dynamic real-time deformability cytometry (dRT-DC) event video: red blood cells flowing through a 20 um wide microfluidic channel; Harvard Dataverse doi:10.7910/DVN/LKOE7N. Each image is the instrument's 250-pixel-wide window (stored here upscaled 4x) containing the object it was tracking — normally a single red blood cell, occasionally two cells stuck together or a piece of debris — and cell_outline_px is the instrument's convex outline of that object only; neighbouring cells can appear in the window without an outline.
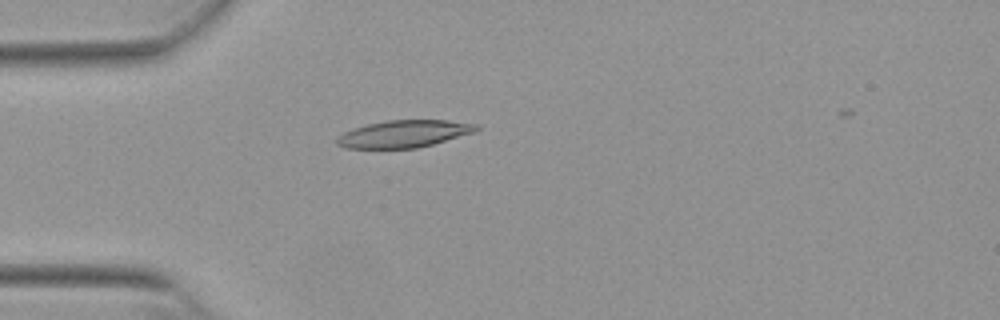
{"species": "Egyptian fruit bat (a non-hibernating species)", "species_latin": "Rousettus aegyptiacus", "temperature_condition": "warm", "stored_images_in_passage": 42, "camera_frame_rate_fps": 3000, "um_per_image_px": 0.085, "animal": {"sex": "female"}, "frame": {"image": 1, "passage_image": 4, "time_ms": 1.0, "image_size_px": [1000, 320], "cell_outline_px": [[480, 128], [476, 132], [432, 144], [416, 148], [344, 148], [336, 144], [336, 140], [344, 132], [352, 128], [368, 124], [388, 120], [448, 120], [476, 124]], "centroid_in_image_um": [34.34, 11.37], "position_along_channel_um": 50.7, "area_um2": 22.02}}
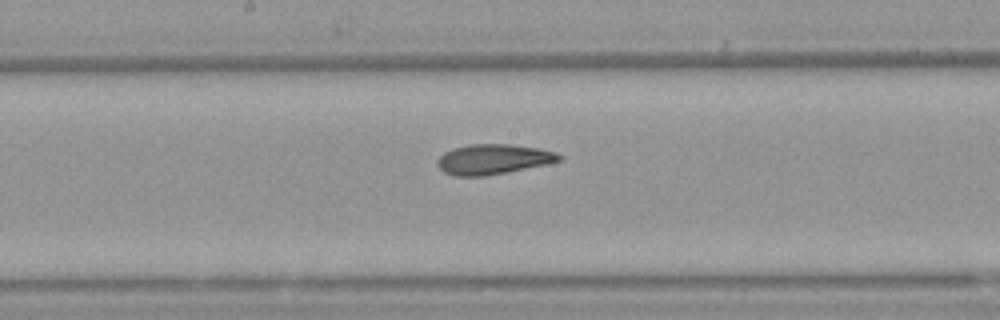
{"frame": {"image": 2, "passage_image": 17, "time_ms": 5.333, "image_size_px": [1000, 320], "cell_outline_px": [[564, 156], [560, 160], [544, 164], [508, 172], [484, 176], [452, 176], [444, 172], [436, 164], [436, 160], [444, 152], [452, 148], [468, 144], [512, 144], [536, 148], [556, 152]], "centroid_in_image_um": [41.87, 13.53], "position_along_channel_um": 206.3, "area_um2": 21.39}}
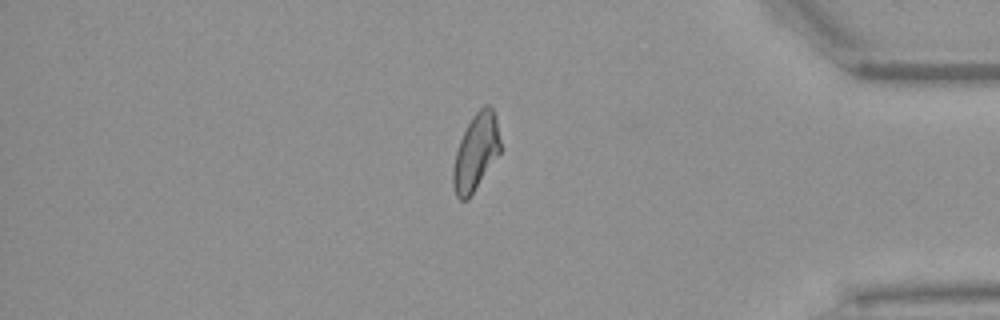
{"frame": {"image": 3, "passage_image": 34, "time_ms": 11.0, "image_size_px": [1000, 320], "cell_outline_px": [[500, 152], [468, 200], [460, 200], [456, 196], [452, 184], [452, 168], [456, 152], [460, 140], [472, 116], [484, 104], [488, 104], [492, 108], [496, 116], [500, 140]], "centroid_in_image_um": [40.43, 12.94], "position_along_channel_um": 394.8, "area_um2": 20.98}, "authors_computed_cell_mechanics": {"area_um2": 21.386, "velocity_mm_per_s": 3.8544, "shape_relaxation_time_tau1_ms": 9.9978, "shape_relaxation_time_tau2_ms": 3.2371, "deformation_change_tau1": 0.2778, "deformation_change_tau2": 0.1155}}